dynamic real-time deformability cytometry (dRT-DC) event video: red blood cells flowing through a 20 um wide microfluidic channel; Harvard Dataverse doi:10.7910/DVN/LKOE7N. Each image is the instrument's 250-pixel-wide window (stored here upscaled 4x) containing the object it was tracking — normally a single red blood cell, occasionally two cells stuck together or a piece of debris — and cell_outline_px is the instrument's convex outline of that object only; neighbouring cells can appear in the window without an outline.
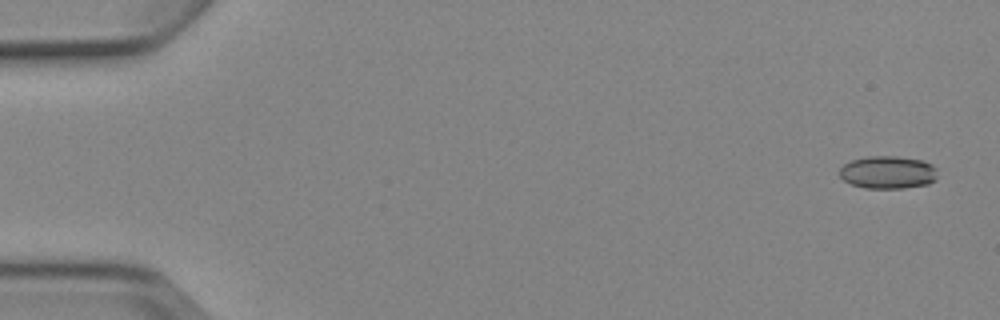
{"species": "Egyptian fruit bat (a non-hibernating species)", "species_latin": "Rousettus aegyptiacus", "temperature_condition": "cold", "stored_images_in_passage": 5, "camera_frame_rate_fps": 3000, "um_per_image_px": 0.085, "animal": {"sex": "female"}, "frame": {"image": 1, "passage_image": 1, "time_ms": 0.0, "image_size_px": [1000, 320], "cell_outline_px": [[936, 180], [928, 184], [904, 188], [864, 188], [852, 184], [844, 180], [840, 176], [840, 168], [844, 164], [852, 160], [868, 156], [896, 156], [924, 160], [932, 164], [936, 168]], "centroid_in_image_um": [75.49, 14.64], "position_along_channel_um": 9.5, "area_um2": 18.79}}
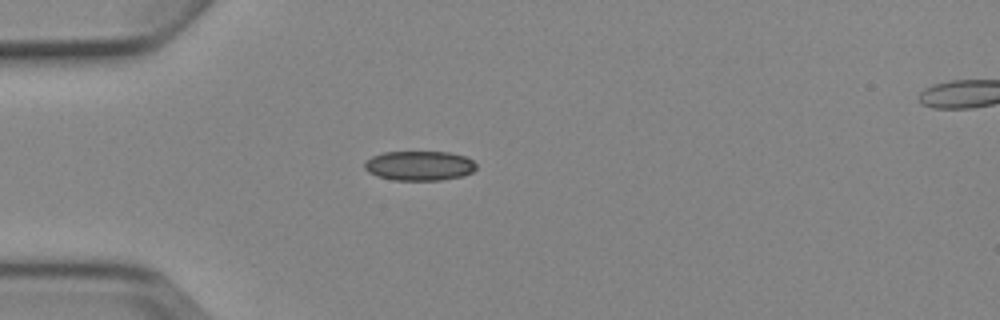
{"frame": {"image": 2, "passage_image": 4, "time_ms": 4.333, "image_size_px": [1000, 320], "cell_outline_px": [[476, 168], [472, 172], [464, 176], [440, 180], [392, 180], [376, 176], [368, 172], [364, 168], [364, 164], [372, 156], [384, 152], [448, 152], [464, 156], [472, 160], [476, 164]], "centroid_in_image_um": [35.64, 14.09], "position_along_channel_um": 49.4, "area_um2": 19.31}}